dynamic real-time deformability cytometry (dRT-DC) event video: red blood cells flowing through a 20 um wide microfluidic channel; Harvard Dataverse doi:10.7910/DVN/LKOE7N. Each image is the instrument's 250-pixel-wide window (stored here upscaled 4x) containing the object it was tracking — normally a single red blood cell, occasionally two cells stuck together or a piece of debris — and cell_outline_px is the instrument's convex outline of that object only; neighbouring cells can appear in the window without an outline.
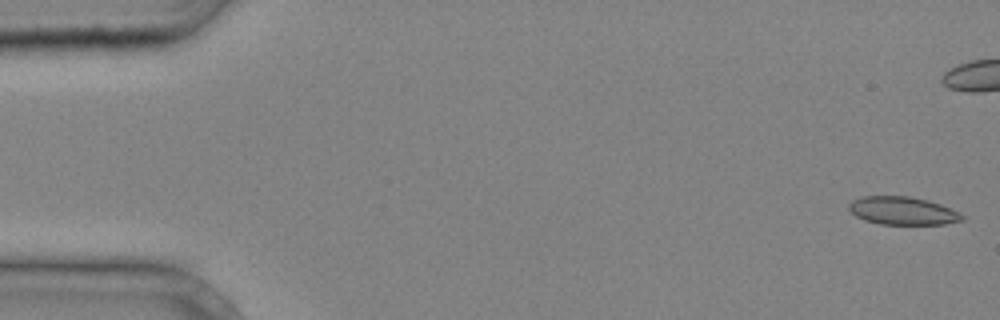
{"species": "common noctule bat (a hibernating species)", "species_latin": "Nyctalus noctula", "temperature_condition": "cold", "stored_images_in_passage": 32, "camera_frame_rate_fps": 3000, "um_per_image_px": 0.085, "animal": {"sex": "male", "body_mass_g": 20.4}, "frame": {"image": 1, "passage_image": 1, "time_ms": 0.0, "image_size_px": [1000, 320], "cell_outline_px": [[964, 220], [944, 224], [880, 224], [864, 220], [856, 216], [848, 208], [848, 204], [852, 200], [860, 196], [912, 196], [928, 200], [940, 204], [964, 216]], "centroid_in_image_um": [76.68, 17.91], "position_along_channel_um": 8.3, "area_um2": 18.44}}
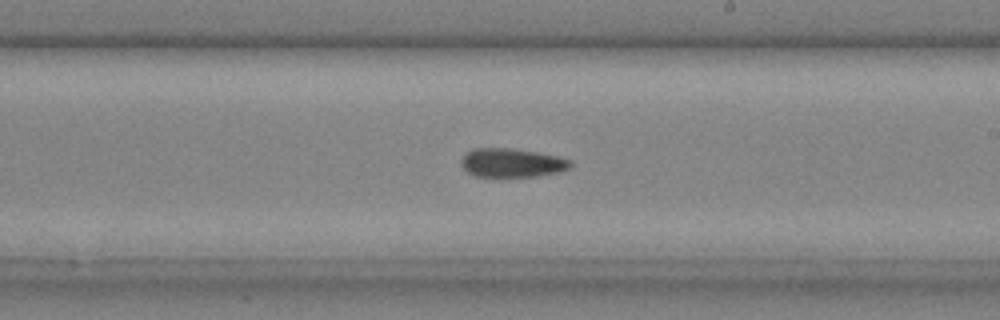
{"frame": {"image": 2, "passage_image": 23, "time_ms": 7.333, "image_size_px": [1000, 320], "cell_outline_px": [[572, 168], [560, 172], [536, 176], [476, 176], [468, 172], [460, 164], [460, 160], [468, 152], [476, 148], [508, 148], [536, 152], [556, 156], [572, 160]], "centroid_in_image_um": [43.55, 13.84], "position_along_channel_um": 245.5, "area_um2": 18.21}}